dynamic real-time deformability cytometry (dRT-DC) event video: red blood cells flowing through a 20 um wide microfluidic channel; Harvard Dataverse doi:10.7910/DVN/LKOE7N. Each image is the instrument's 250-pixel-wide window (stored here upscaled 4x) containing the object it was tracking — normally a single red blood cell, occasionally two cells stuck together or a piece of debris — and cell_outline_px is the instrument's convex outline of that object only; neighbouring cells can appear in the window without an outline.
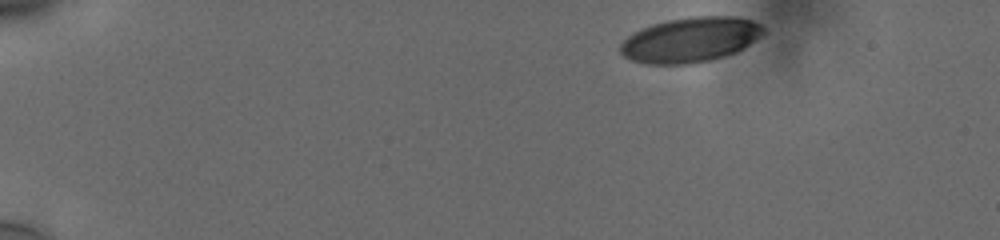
{"species": "human", "species_latin": "Homo sapiens", "temperature_condition": "cold", "stored_images_in_passage": 48, "camera_frame_rate_fps": 3000, "um_per_image_px": 0.085, "donor": {"sex": "male"}, "frame": {"image": 1, "passage_image": 1, "time_ms": 0.0, "image_size_px": [1000, 240], "cell_outline_px": [[764, 32], [748, 44], [736, 52], [712, 60], [692, 64], [644, 64], [632, 60], [624, 56], [620, 52], [620, 44], [628, 36], [652, 24], [668, 20], [692, 16], [732, 16], [752, 20], [760, 24], [764, 28]], "centroid_in_image_um": [58.67, 3.39], "position_along_channel_um": 26.3, "area_um2": 37.28}}
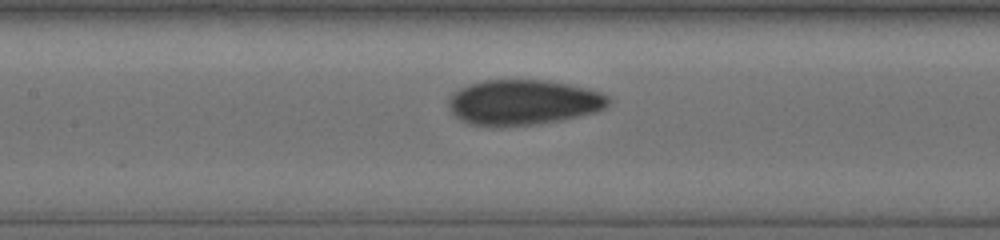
{"frame": {"image": 2, "passage_image": 21, "time_ms": 6.667, "image_size_px": [1000, 240], "cell_outline_px": [[608, 104], [604, 108], [596, 112], [560, 120], [540, 124], [500, 128], [492, 128], [468, 124], [460, 120], [448, 108], [448, 100], [452, 92], [468, 84], [484, 80], [544, 80], [568, 84], [588, 88], [600, 92], [608, 96]], "centroid_in_image_um": [44.41, 8.72], "position_along_channel_um": 163.0, "area_um2": 42.83}}
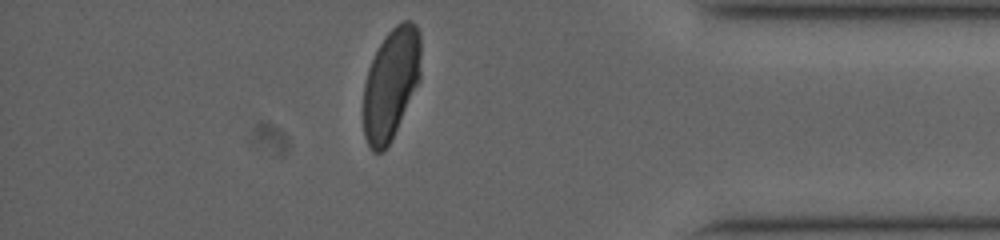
{"frame": {"image": 3, "passage_image": 42, "time_ms": 13.667, "image_size_px": [1000, 240], "cell_outline_px": [[420, 80], [388, 144], [380, 152], [372, 152], [364, 136], [364, 84], [368, 68], [384, 36], [400, 20], [412, 20], [416, 24], [420, 32]], "centroid_in_image_um": [33.24, 7.05], "position_along_channel_um": 402.0, "area_um2": 36.93}, "authors_computed_cell_mechanics": {"area_um2": 40.2577, "velocity_mm_per_s": 3.7587, "shape_relaxation_time_tau1_ms": 5.0139, "shape_relaxation_time_tau2_ms": 1.1704, "deformation_change_tau1": 0.1379, "deformation_change_tau2": 0.0584}}